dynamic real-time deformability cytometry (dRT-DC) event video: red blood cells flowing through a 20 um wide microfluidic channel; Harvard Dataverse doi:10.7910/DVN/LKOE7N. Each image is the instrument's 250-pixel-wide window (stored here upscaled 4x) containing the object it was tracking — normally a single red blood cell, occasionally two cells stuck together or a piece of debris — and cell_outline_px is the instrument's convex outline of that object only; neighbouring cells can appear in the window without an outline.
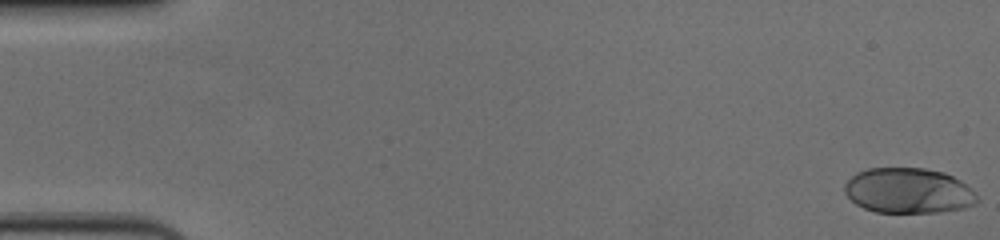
{"species": "human", "species_latin": "Homo sapiens", "temperature_condition": "cold", "stored_images_in_passage": 57, "camera_frame_rate_fps": 3000, "um_per_image_px": 0.085, "donor": {"sex": "female"}, "frame": {"image": 1, "passage_image": 1, "time_ms": 0.0, "image_size_px": [1000, 240], "cell_outline_px": [[980, 200], [976, 204], [964, 208], [940, 212], [876, 212], [864, 208], [856, 204], [844, 192], [844, 184], [856, 172], [868, 168], [924, 168], [944, 172], [960, 180], [972, 188]], "centroid_in_image_um": [77.24, 16.2], "position_along_channel_um": 7.8, "area_um2": 35.2}}
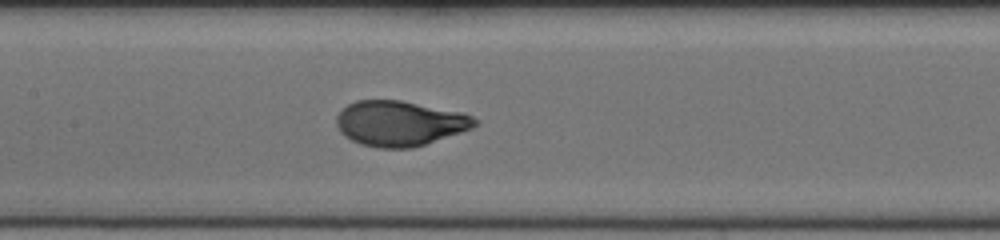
{"frame": {"image": 2, "passage_image": 28, "time_ms": 9.0, "image_size_px": [1000, 240], "cell_outline_px": [[480, 120], [472, 128], [412, 148], [380, 148], [360, 144], [344, 136], [340, 132], [336, 124], [336, 116], [348, 104], [356, 100], [400, 100], [464, 112]], "centroid_in_image_um": [33.97, 10.47], "position_along_channel_um": 173.4, "area_um2": 36.41}}
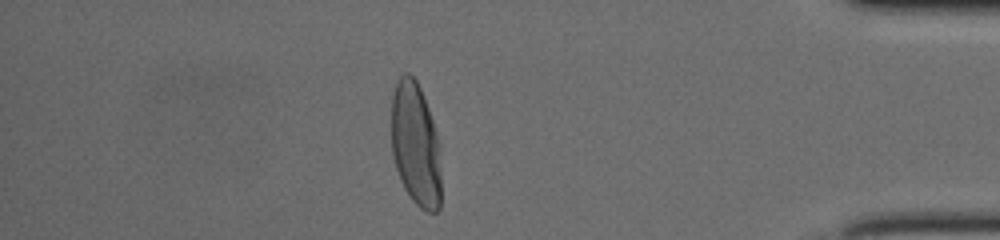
{"frame": {"image": 3, "passage_image": 50, "time_ms": 16.333, "image_size_px": [1000, 240], "cell_outline_px": [[440, 208], [436, 212], [428, 212], [420, 208], [412, 200], [404, 188], [400, 180], [396, 168], [392, 152], [392, 96], [396, 80], [404, 72], [408, 72], [416, 80], [420, 88], [428, 108], [440, 144]], "centroid_in_image_um": [35.33, 12.28], "position_along_channel_um": 399.9, "area_um2": 36.01}, "authors_computed_cell_mechanics": {"area_um2": 36.0094, "velocity_mm_per_s": 3.6168, "shape_relaxation_time_tau1_ms": 3.5431, "shape_relaxation_time_tau2_ms": null, "deformation_change_tau1": 0.1863, "deformation_change_tau2": null}}